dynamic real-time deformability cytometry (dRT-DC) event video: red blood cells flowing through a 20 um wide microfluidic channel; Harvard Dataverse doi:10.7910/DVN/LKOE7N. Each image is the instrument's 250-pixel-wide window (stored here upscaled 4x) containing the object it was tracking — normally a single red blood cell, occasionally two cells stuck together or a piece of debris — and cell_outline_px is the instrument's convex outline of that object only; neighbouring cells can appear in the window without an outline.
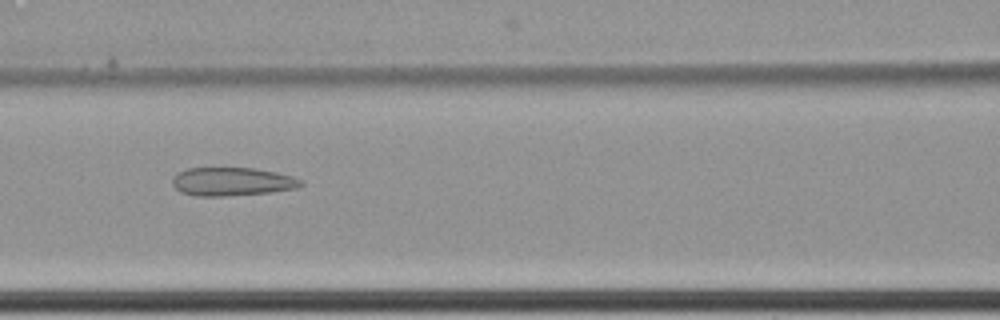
{"species": "common noctule bat (a hibernating species)", "species_latin": "Nyctalus noctula", "temperature_condition": "cold", "stored_images_in_passage": 62, "camera_frame_rate_fps": 3000, "um_per_image_px": 0.085, "animal": {"sex": "female", "body_mass_g": 22.7, "forearm_length_mm": 54.2}, "frame": {"image": 1, "passage_image": 30, "time_ms": 9.667, "image_size_px": [1000, 320], "cell_outline_px": [[304, 184], [296, 188], [272, 192], [224, 196], [196, 196], [180, 192], [172, 184], [172, 176], [188, 168], [256, 168], [276, 172], [292, 176], [304, 180]], "centroid_in_image_um": [19.74, 15.44], "position_along_channel_um": 146.9, "area_um2": 21.39}}
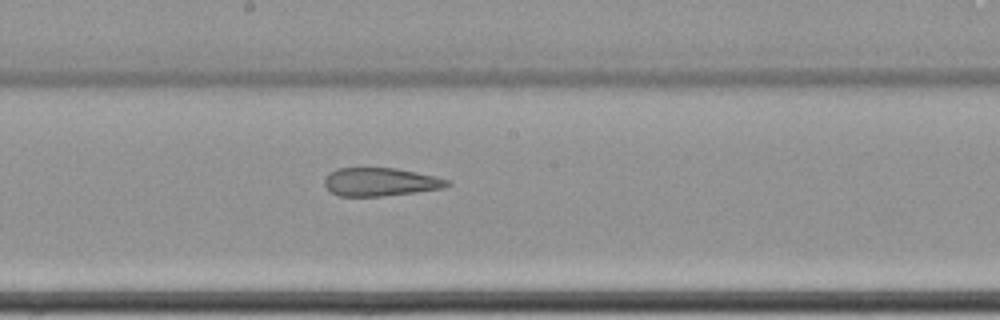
{"frame": {"image": 2, "passage_image": 36, "time_ms": 11.667, "image_size_px": [1000, 320], "cell_outline_px": [[452, 184], [444, 188], [416, 192], [380, 196], [340, 196], [332, 192], [324, 184], [324, 180], [328, 172], [336, 168], [396, 168], [436, 176], [448, 180]], "centroid_in_image_um": [32.34, 15.46], "position_along_channel_um": 215.9, "area_um2": 20.23}}
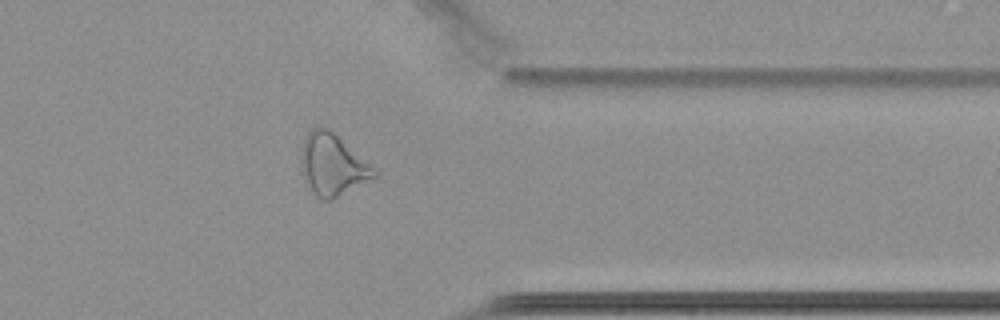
{"frame": {"image": 3, "passage_image": 51, "time_ms": 16.667, "image_size_px": [1000, 320], "cell_outline_px": [[380, 172], [376, 176], [332, 200], [324, 200], [316, 196], [308, 188], [300, 172], [300, 152], [304, 136], [312, 128], [328, 128], [376, 168]], "centroid_in_image_um": [28.22, 14.02], "position_along_channel_um": 383.2, "area_um2": 26.47}, "authors_computed_cell_mechanics": {"area_um2": 26.9926, "velocity_mm_per_s": 3.4543, "shape_relaxation_time_tau1_ms": null, "shape_relaxation_time_tau2_ms": 3.772, "deformation_change_tau1": null, "deformation_change_tau2": 0.1521}}